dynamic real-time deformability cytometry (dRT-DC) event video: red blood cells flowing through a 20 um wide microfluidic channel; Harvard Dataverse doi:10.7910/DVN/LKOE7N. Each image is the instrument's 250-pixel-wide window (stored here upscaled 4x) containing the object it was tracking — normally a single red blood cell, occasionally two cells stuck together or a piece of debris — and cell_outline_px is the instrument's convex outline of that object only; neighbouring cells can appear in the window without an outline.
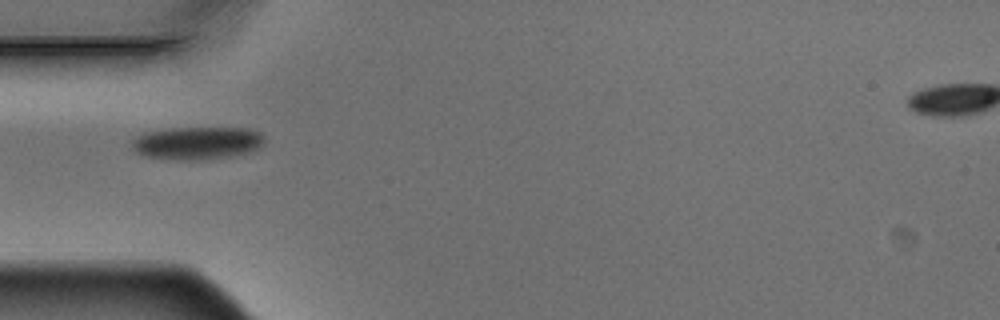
{"species": "Egyptian fruit bat (a non-hibernating species)", "species_latin": "Rousettus aegyptiacus", "temperature_condition": "warm", "stored_images_in_passage": 1, "camera_frame_rate_fps": 3000, "um_per_image_px": 0.085, "animal": {"sex": "male"}, "frame": {"image": 1, "passage_image": 1, "time_ms": 0.0, "image_size_px": [1000, 320], "cell_outline_px": [[264, 144], [260, 148], [252, 152], [208, 160], [180, 160], [148, 156], [136, 152], [132, 148], [132, 140], [136, 136], [144, 132], [172, 128], [248, 128], [260, 132], [264, 136]], "centroid_in_image_um": [16.8, 12.16], "position_along_channel_um": 68.2, "area_um2": 25.61}}